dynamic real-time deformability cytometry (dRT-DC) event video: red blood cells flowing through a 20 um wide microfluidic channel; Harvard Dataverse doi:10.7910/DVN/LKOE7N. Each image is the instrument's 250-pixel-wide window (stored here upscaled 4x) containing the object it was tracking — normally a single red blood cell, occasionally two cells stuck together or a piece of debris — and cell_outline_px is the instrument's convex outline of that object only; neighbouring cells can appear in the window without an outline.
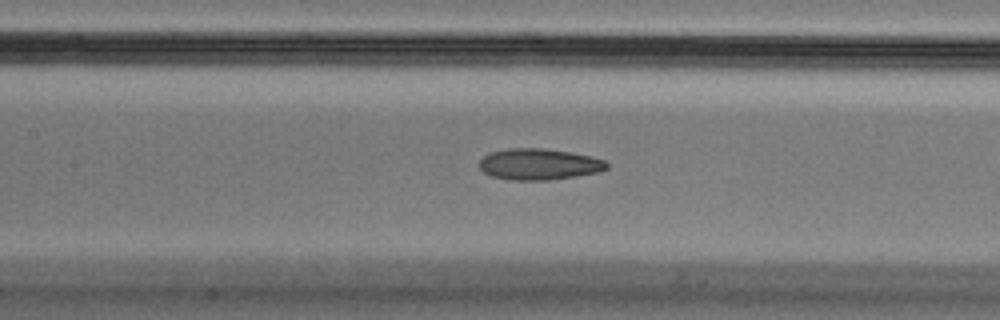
{"species": "Egyptian fruit bat (a non-hibernating species)", "species_latin": "Rousettus aegyptiacus", "temperature_condition": "cold", "stored_images_in_passage": 46, "camera_frame_rate_fps": 3000, "um_per_image_px": 0.085, "animal": {"sex": "male"}, "frame": {"image": 1, "passage_image": 27, "time_ms": 8.667, "image_size_px": [1000, 320], "cell_outline_px": [[608, 168], [600, 172], [552, 180], [508, 180], [492, 176], [484, 172], [480, 168], [480, 160], [488, 152], [508, 148], [544, 148], [572, 152], [592, 156], [604, 160], [608, 164]], "centroid_in_image_um": [45.83, 13.95], "position_along_channel_um": 161.6, "area_um2": 23.47}}